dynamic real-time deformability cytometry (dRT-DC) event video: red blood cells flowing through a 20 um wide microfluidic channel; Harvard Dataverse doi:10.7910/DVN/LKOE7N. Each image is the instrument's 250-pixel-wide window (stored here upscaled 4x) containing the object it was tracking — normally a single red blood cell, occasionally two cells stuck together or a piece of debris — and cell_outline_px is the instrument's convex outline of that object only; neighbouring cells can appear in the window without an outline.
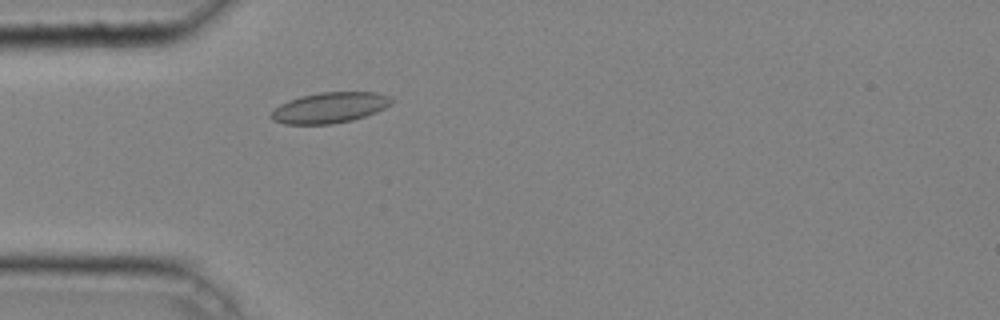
{"species": "common noctule bat (a hibernating species)", "species_latin": "Nyctalus noctula", "temperature_condition": "cold", "stored_images_in_passage": 30, "camera_frame_rate_fps": 3000, "um_per_image_px": 0.085, "animal": {"sex": "male", "body_mass_g": 20.4}, "frame": {"image": 1, "passage_image": 4, "time_ms": 1.0, "image_size_px": [1000, 320], "cell_outline_px": [[396, 100], [392, 104], [376, 112], [352, 120], [332, 124], [284, 124], [272, 120], [268, 116], [280, 104], [288, 100], [300, 96], [320, 92], [376, 92], [388, 96]], "centroid_in_image_um": [28.02, 9.15], "position_along_channel_um": 57.0, "area_um2": 21.62}}
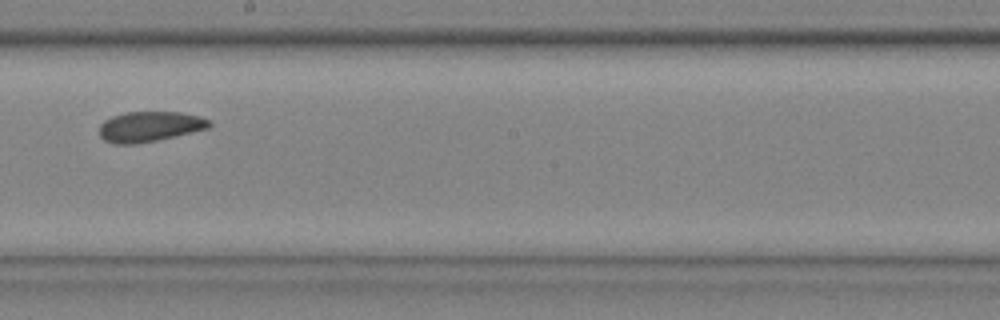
{"frame": {"image": 2, "passage_image": 17, "time_ms": 5.333, "image_size_px": [1000, 320], "cell_outline_px": [[212, 124], [208, 128], [156, 140], [136, 144], [112, 144], [104, 140], [100, 136], [100, 124], [104, 120], [112, 116], [128, 112], [180, 112], [200, 116], [208, 120]], "centroid_in_image_um": [12.69, 10.76], "position_along_channel_um": 235.5, "area_um2": 19.25}}
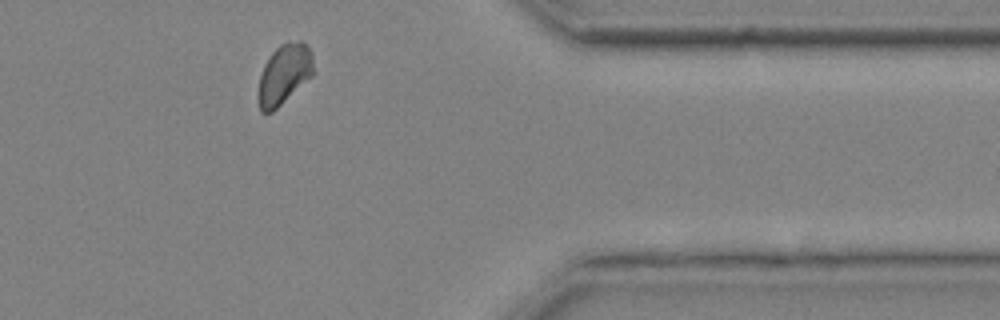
{"frame": {"image": 3, "passage_image": 29, "time_ms": 9.333, "image_size_px": [1000, 320], "cell_outline_px": [[312, 76], [272, 112], [260, 112], [260, 76], [264, 64], [268, 56], [280, 44], [288, 40], [300, 40], [312, 52]], "centroid_in_image_um": [24.16, 6.26], "position_along_channel_um": 387.2, "area_um2": 18.9}}